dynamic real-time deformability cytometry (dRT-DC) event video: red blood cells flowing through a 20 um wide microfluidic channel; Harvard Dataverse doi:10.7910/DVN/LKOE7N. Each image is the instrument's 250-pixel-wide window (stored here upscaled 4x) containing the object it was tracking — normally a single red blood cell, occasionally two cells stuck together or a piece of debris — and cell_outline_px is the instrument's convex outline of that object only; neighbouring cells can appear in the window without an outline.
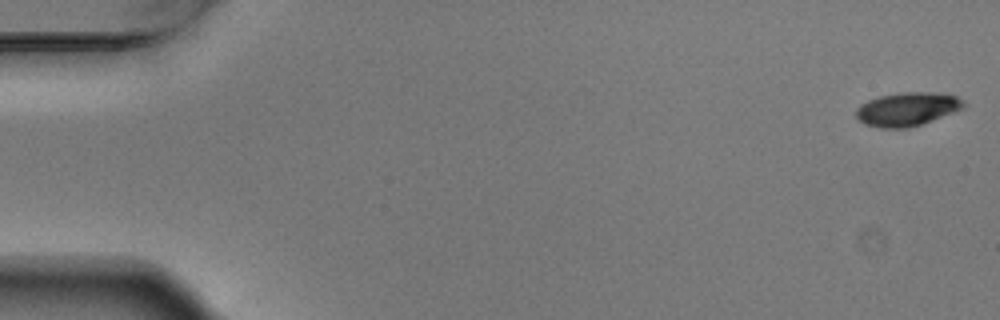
{"species": "Egyptian fruit bat (a non-hibernating species)", "species_latin": "Rousettus aegyptiacus", "temperature_condition": "warm", "stored_images_in_passage": 6, "camera_frame_rate_fps": 3000, "um_per_image_px": 0.085, "animal": {"sex": "male"}, "frame": {"image": 1, "passage_image": 1, "time_ms": 0.0, "image_size_px": [1000, 320], "cell_outline_px": [[964, 108], [920, 124], [908, 128], [880, 128], [864, 124], [856, 116], [856, 108], [860, 104], [868, 100], [880, 96], [900, 92], [936, 92], [956, 96], [964, 100]], "centroid_in_image_um": [77.09, 9.26], "position_along_channel_um": 7.9, "area_um2": 20.98}}
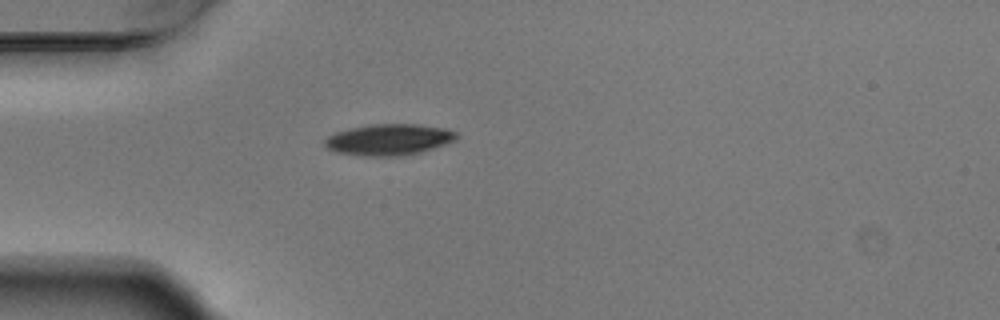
{"frame": {"image": 2, "passage_image": 5, "time_ms": 1.333, "image_size_px": [1000, 320], "cell_outline_px": [[460, 136], [456, 140], [448, 144], [420, 152], [404, 156], [364, 156], [336, 152], [328, 148], [324, 144], [324, 140], [328, 136], [336, 132], [352, 128], [372, 124], [416, 124], [444, 128], [456, 132]], "centroid_in_image_um": [33.1, 11.87], "position_along_channel_um": 51.9, "area_um2": 24.04}}